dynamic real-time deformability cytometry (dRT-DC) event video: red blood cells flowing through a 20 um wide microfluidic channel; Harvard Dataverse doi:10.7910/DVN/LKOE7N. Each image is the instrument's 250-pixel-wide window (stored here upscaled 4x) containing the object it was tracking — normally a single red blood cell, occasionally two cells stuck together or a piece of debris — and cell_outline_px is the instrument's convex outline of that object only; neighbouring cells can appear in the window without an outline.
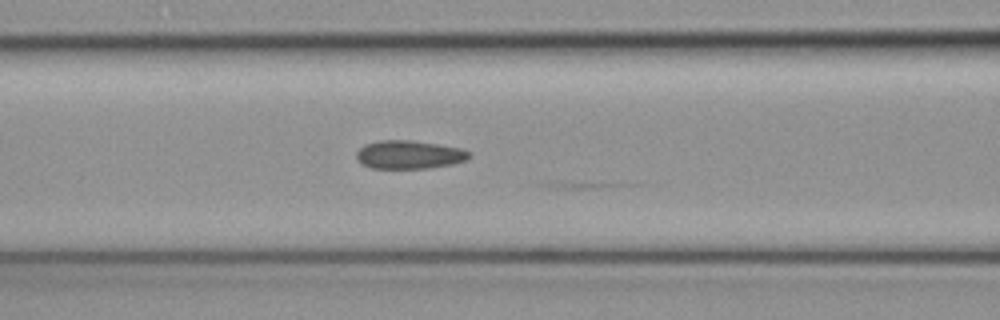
{"species": "common noctule bat (a hibernating species)", "species_latin": "Nyctalus noctula", "temperature_condition": "cold", "stored_images_in_passage": 16, "camera_frame_rate_fps": 3000, "um_per_image_px": 0.085, "animal": {"sex": "female", "body_mass_g": 19.3, "forearm_length_mm": 54.1}, "frame": {"image": 1, "passage_image": 12, "time_ms": 3.667, "image_size_px": [1000, 320], "cell_outline_px": [[472, 156], [468, 160], [452, 164], [428, 168], [372, 168], [356, 160], [356, 152], [364, 144], [380, 140], [408, 140], [436, 144], [460, 148], [472, 152]], "centroid_in_image_um": [34.8, 13.14], "position_along_channel_um": 131.8, "area_um2": 18.67}}